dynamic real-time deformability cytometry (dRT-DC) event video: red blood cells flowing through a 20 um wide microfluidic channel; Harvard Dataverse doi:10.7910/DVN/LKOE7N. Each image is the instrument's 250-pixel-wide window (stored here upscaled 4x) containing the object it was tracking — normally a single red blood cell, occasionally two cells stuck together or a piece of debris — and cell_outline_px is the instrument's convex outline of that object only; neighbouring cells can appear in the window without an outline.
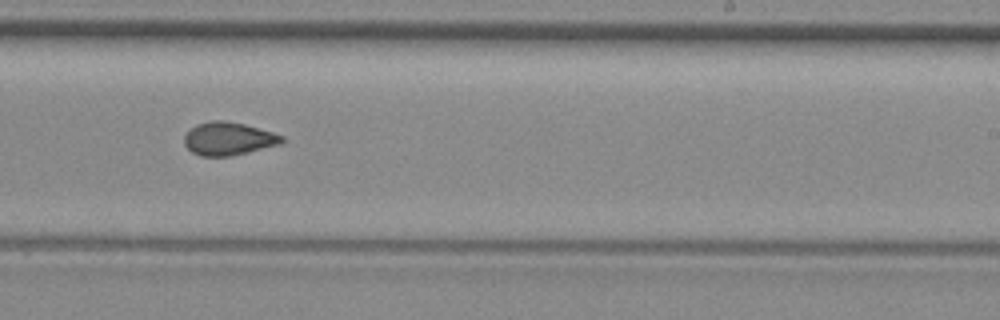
{"species": "common noctule bat (a hibernating species)", "species_latin": "Nyctalus noctula", "temperature_condition": "room temperature", "stored_images_in_passage": 15, "camera_frame_rate_fps": 3000, "um_per_image_px": 0.085, "animal": {"sex": "female", "body_mass_g": 29.2, "forearm_length_mm": 56.3}, "frame": {"image": 1, "passage_image": 11, "time_ms": 13.333, "image_size_px": [1000, 320], "cell_outline_px": [[284, 140], [280, 144], [248, 152], [228, 156], [200, 156], [192, 152], [184, 144], [184, 136], [196, 124], [212, 120], [220, 120], [244, 124], [272, 132], [284, 136]], "centroid_in_image_um": [19.4, 11.79], "position_along_channel_um": 269.6, "area_um2": 18.61}}